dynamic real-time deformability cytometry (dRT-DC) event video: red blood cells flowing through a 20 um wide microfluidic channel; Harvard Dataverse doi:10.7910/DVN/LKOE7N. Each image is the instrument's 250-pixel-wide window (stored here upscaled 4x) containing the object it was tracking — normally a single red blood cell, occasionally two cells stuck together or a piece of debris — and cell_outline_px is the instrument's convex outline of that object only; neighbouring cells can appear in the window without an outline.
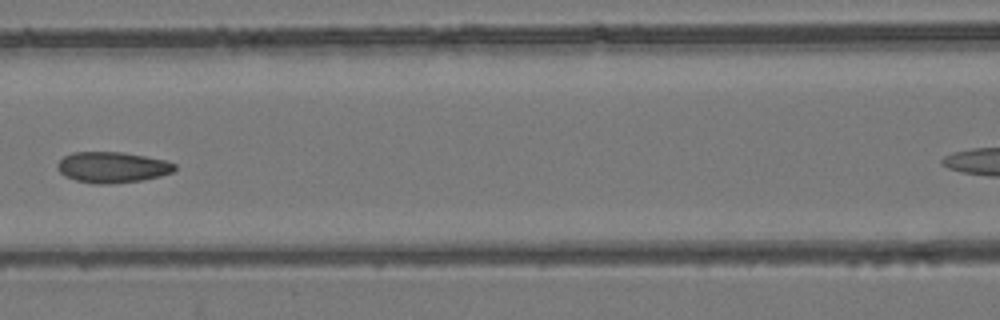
{"species": "common noctule bat (a hibernating species)", "species_latin": "Nyctalus noctula", "temperature_condition": "room temperature", "stored_images_in_passage": 6, "segment_of_instrument_passage": [1, 2], "camera_frame_rate_fps": 3000, "um_per_image_px": 0.085, "animal": {"sex": "female", "body_mass_g": 24.6, "forearm_length_mm": 56.2}, "frame": {"image": 1, "passage_image": 5, "time_ms": 1.333, "image_size_px": [1000, 320], "cell_outline_px": [[176, 168], [172, 172], [160, 176], [144, 180], [112, 184], [96, 184], [76, 180], [64, 176], [56, 168], [56, 164], [64, 156], [72, 152], [124, 152], [164, 160], [176, 164]], "centroid_in_image_um": [9.53, 14.22], "position_along_channel_um": 157.1, "area_um2": 21.21}}